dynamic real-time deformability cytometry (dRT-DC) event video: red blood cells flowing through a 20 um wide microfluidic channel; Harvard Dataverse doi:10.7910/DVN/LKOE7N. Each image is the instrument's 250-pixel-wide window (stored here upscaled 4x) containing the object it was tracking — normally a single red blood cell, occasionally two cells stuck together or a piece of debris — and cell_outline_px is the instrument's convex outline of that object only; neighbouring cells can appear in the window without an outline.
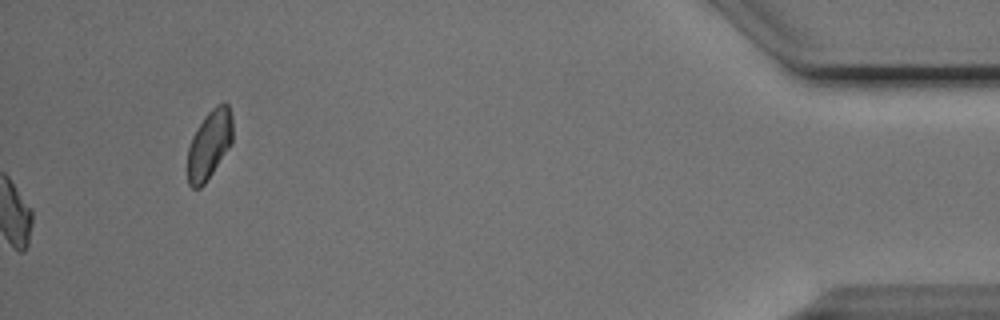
{"species": "Egyptian fruit bat (a non-hibernating species)", "species_latin": "Rousettus aegyptiacus", "temperature_condition": "cold", "stored_images_in_passage": 39, "camera_frame_rate_fps": 3000, "um_per_image_px": 0.085, "animal": {"sex": "male"}, "frame": {"image": 1, "passage_image": 39, "time_ms": 12.667, "image_size_px": [1000, 320], "cell_outline_px": [[232, 144], [204, 184], [200, 188], [192, 188], [188, 184], [188, 148], [192, 136], [196, 128], [204, 116], [216, 104], [224, 100], [228, 104], [232, 116]], "centroid_in_image_um": [17.8, 12.24], "position_along_channel_um": 417.4, "area_um2": 18.26}, "authors_computed_cell_mechanics": {"area_um2": 16.2418, "velocity_mm_per_s": 3.8768, "shape_relaxation_time_tau1_ms": 7.052, "shape_relaxation_time_tau2_ms": 3.5608, "deformation_change_tau1": 0.1644, "deformation_change_tau2": 0.0829}}